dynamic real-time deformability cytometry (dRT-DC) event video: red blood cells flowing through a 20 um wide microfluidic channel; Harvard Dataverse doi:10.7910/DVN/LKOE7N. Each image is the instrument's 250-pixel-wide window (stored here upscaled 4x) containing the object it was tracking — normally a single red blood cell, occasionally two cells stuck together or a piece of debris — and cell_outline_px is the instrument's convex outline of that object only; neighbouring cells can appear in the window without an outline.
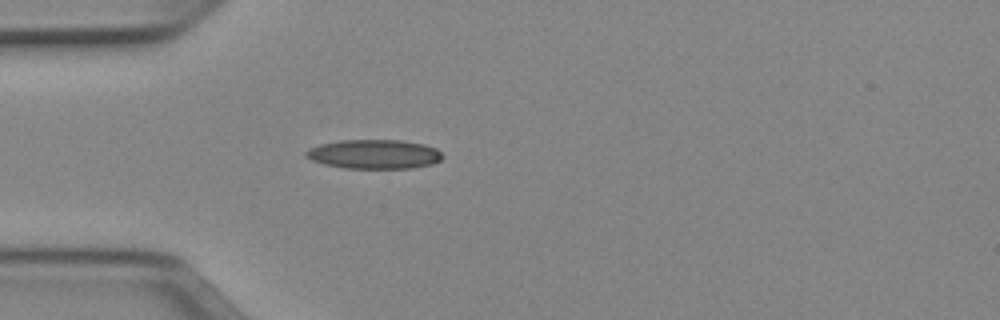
{"species": "Egyptian fruit bat (a non-hibernating species)", "species_latin": "Rousettus aegyptiacus", "temperature_condition": "cold", "stored_images_in_passage": 37, "camera_frame_rate_fps": 3000, "um_per_image_px": 0.085, "animal": {"sex": "female"}, "frame": {"image": 1, "passage_image": 1, "time_ms": 0.0, "image_size_px": [1000, 320], "cell_outline_px": [[444, 156], [440, 160], [432, 164], [412, 168], [344, 168], [324, 164], [312, 160], [304, 156], [304, 152], [308, 148], [320, 144], [340, 140], [400, 140], [424, 144], [436, 148]], "centroid_in_image_um": [31.79, 13.1], "position_along_channel_um": 53.2, "area_um2": 23.35}}
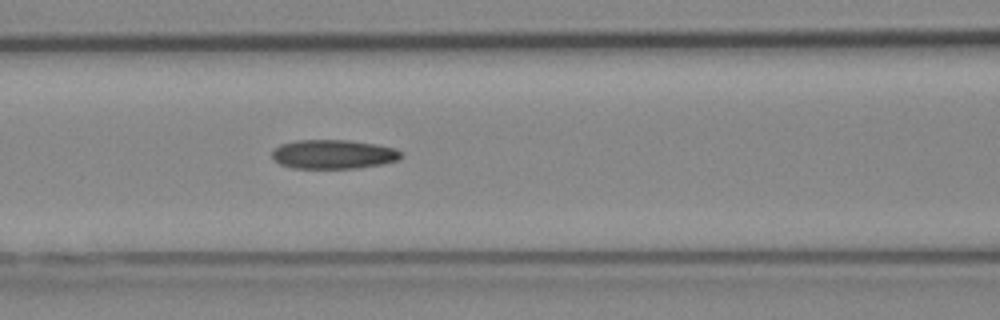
{"frame": {"image": 2, "passage_image": 8, "time_ms": 2.333, "image_size_px": [1000, 320], "cell_outline_px": [[400, 156], [396, 160], [384, 164], [356, 168], [292, 168], [280, 164], [272, 160], [272, 152], [280, 144], [296, 140], [348, 140], [376, 144], [396, 148], [400, 152]], "centroid_in_image_um": [28.3, 13.11], "position_along_channel_um": 138.3, "area_um2": 21.91}}
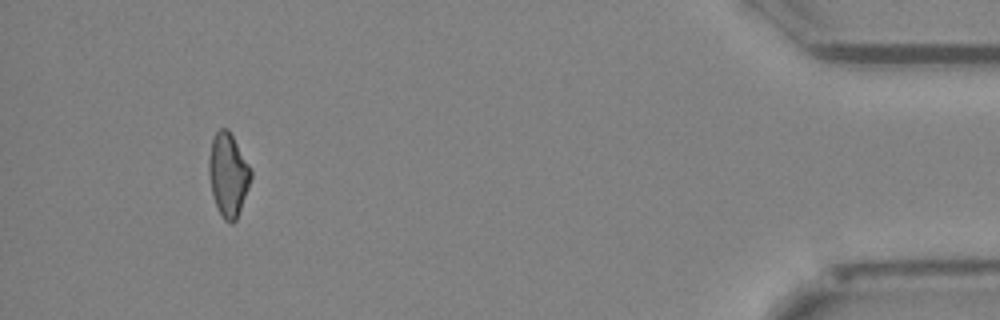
{"frame": {"image": 3, "passage_image": 34, "time_ms": 11.0, "image_size_px": [1000, 320], "cell_outline_px": [[252, 176], [248, 188], [236, 220], [232, 224], [228, 224], [224, 220], [216, 204], [212, 192], [208, 172], [208, 160], [212, 140], [216, 132], [220, 128], [228, 128], [248, 164], [252, 172]], "centroid_in_image_um": [19.38, 14.85], "position_along_channel_um": 415.8, "area_um2": 20.11}}